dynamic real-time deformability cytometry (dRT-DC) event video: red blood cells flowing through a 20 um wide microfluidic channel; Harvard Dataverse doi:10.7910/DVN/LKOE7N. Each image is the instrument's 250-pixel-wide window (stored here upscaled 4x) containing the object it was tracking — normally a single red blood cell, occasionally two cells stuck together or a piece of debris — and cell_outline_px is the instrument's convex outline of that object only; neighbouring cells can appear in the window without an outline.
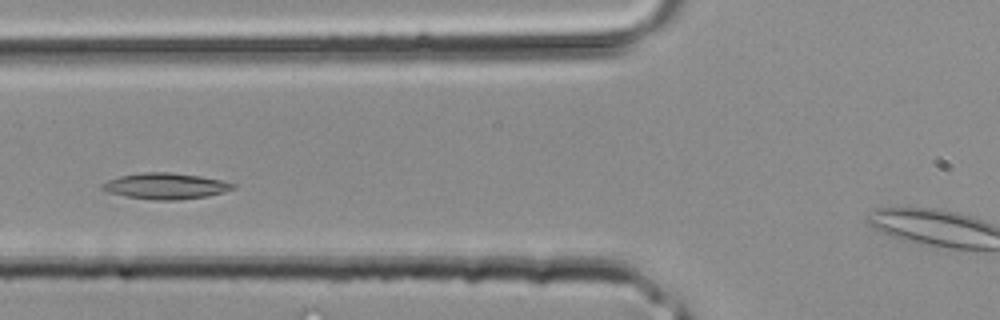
{"species": "common noctule bat (a hibernating species)", "species_latin": "Nyctalus noctula", "temperature_condition": "room temperature", "stored_images_in_passage": 4, "segment_of_instrument_passage": [1, 2], "camera_frame_rate_fps": 3000, "um_per_image_px": 0.085, "animal": {"sex": "male", "body_mass_g": 20.4}, "frame": {"image": 1, "passage_image": 3, "time_ms": 0.667, "image_size_px": [1000, 320], "cell_outline_px": [[236, 188], [224, 192], [208, 196], [176, 200], [152, 200], [128, 196], [108, 192], [100, 188], [100, 184], [108, 180], [120, 176], [140, 172], [172, 172], [200, 176], [224, 180], [236, 184]], "centroid_in_image_um": [14.1, 15.8], "position_along_channel_um": 111.7, "area_um2": 20.0}}